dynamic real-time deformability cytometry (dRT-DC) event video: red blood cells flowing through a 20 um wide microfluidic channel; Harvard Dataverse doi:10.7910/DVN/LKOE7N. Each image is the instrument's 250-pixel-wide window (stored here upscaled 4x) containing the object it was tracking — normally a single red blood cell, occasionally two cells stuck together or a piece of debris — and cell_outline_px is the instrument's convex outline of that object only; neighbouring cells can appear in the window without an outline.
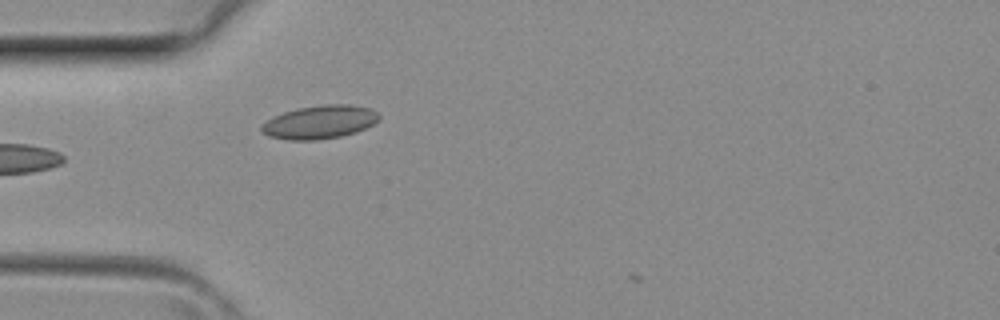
{"species": "common noctule bat (a hibernating species)", "species_latin": "Nyctalus noctula", "temperature_condition": "room temperature", "stored_images_in_passage": 3, "camera_frame_rate_fps": 3000, "um_per_image_px": 0.085, "animal": {"sex": "female", "body_mass_g": 29.2, "forearm_length_mm": 56.3}, "frame": {"image": 1, "passage_image": 2, "time_ms": 0.333, "image_size_px": [1000, 320], "cell_outline_px": [[380, 120], [356, 132], [340, 136], [316, 140], [288, 140], [268, 136], [260, 128], [260, 124], [272, 116], [296, 108], [324, 104], [348, 104], [368, 108], [376, 112], [380, 116]], "centroid_in_image_um": [27.13, 10.37], "position_along_channel_um": 57.9, "area_um2": 22.89}}